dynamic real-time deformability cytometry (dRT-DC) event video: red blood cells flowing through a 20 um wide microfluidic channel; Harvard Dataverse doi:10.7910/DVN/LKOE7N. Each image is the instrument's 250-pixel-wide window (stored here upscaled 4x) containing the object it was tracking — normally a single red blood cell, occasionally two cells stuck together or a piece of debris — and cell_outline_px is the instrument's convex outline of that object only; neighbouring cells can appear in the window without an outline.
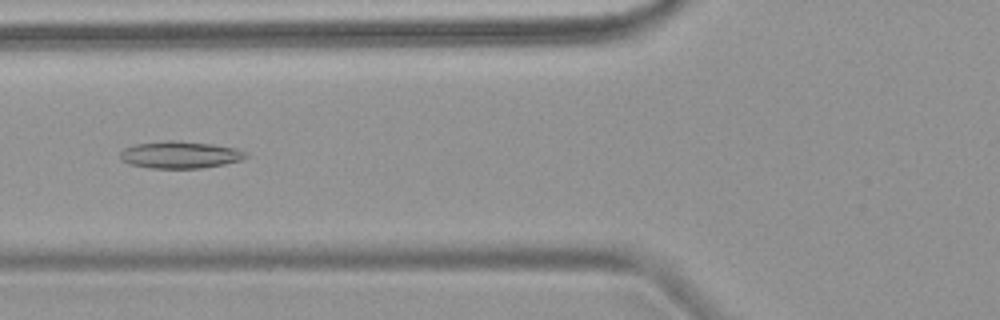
{"species": "common noctule bat (a hibernating species)", "species_latin": "Nyctalus noctula", "temperature_condition": "warm", "stored_images_in_passage": 5, "camera_frame_rate_fps": 3000, "um_per_image_px": 0.085, "animal": {"sex": "female", "body_mass_g": 18.4}, "frame": {"image": 1, "passage_image": 5, "time_ms": 4.667, "image_size_px": [1000, 320], "cell_outline_px": [[248, 156], [240, 160], [224, 164], [200, 168], [148, 168], [128, 164], [120, 160], [120, 152], [124, 148], [136, 144], [164, 140], [176, 140], [212, 144], [236, 148], [248, 152]], "centroid_in_image_um": [15.28, 13.15], "position_along_channel_um": 110.5, "area_um2": 20.0}}